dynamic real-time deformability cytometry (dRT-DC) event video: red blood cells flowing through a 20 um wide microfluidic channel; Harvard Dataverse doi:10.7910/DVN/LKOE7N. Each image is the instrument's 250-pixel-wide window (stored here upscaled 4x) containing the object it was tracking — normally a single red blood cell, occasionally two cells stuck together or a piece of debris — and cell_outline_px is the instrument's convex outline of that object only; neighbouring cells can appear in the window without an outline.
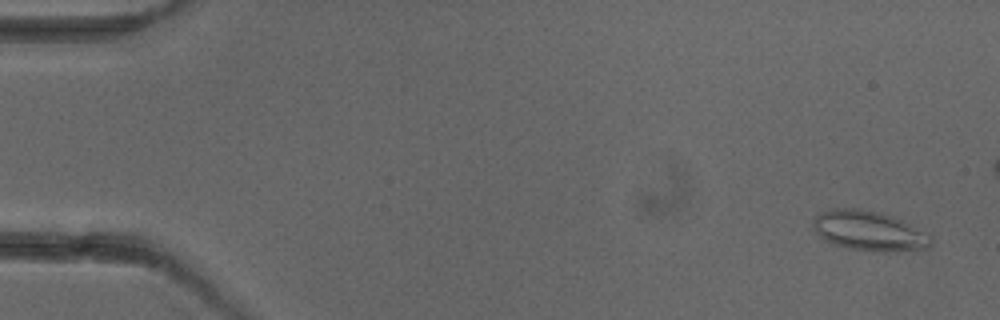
{"species": "common noctule bat (a hibernating species)", "species_latin": "Nyctalus noctula", "temperature_condition": "cold", "stored_images_in_passage": 8, "camera_frame_rate_fps": 3000, "um_per_image_px": 0.085, "animal": {"sex": "female"}, "frame": {"image": 1, "passage_image": 1, "time_ms": 0.0, "image_size_px": [1000, 320], "cell_outline_px": [[932, 244], [928, 248], [884, 252], [848, 248], [832, 244], [824, 240], [812, 228], [812, 220], [820, 212], [832, 208], [856, 208], [880, 212], [892, 216], [928, 232], [932, 236]], "centroid_in_image_um": [73.86, 19.62], "position_along_channel_um": 11.1, "area_um2": 27.57}}
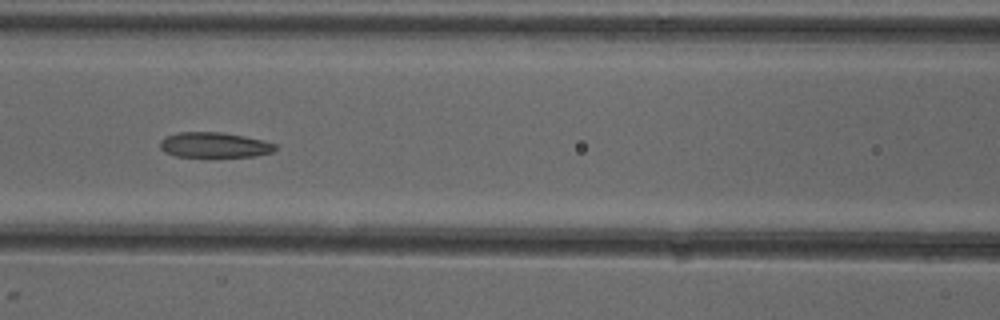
{"frame": {"image": 2, "passage_image": 7, "time_ms": 7.0, "image_size_px": [1000, 320], "cell_outline_px": [[276, 148], [272, 152], [256, 156], [176, 156], [164, 152], [160, 148], [160, 140], [176, 132], [224, 132], [244, 136], [276, 144]], "centroid_in_image_um": [18.19, 12.31], "position_along_channel_um": 148.4, "area_um2": 16.76}}
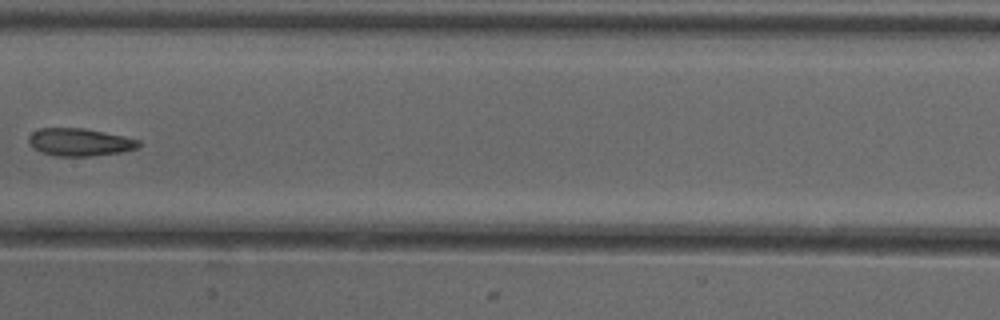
{"frame": {"image": 3, "passage_image": 8, "time_ms": 8.333, "image_size_px": [1000, 320], "cell_outline_px": [[140, 144], [136, 148], [120, 152], [88, 156], [56, 156], [40, 152], [32, 148], [28, 140], [28, 136], [32, 132], [40, 128], [84, 128], [124, 136], [140, 140]], "centroid_in_image_um": [6.73, 12.08], "position_along_channel_um": 200.7, "area_um2": 17.69}}